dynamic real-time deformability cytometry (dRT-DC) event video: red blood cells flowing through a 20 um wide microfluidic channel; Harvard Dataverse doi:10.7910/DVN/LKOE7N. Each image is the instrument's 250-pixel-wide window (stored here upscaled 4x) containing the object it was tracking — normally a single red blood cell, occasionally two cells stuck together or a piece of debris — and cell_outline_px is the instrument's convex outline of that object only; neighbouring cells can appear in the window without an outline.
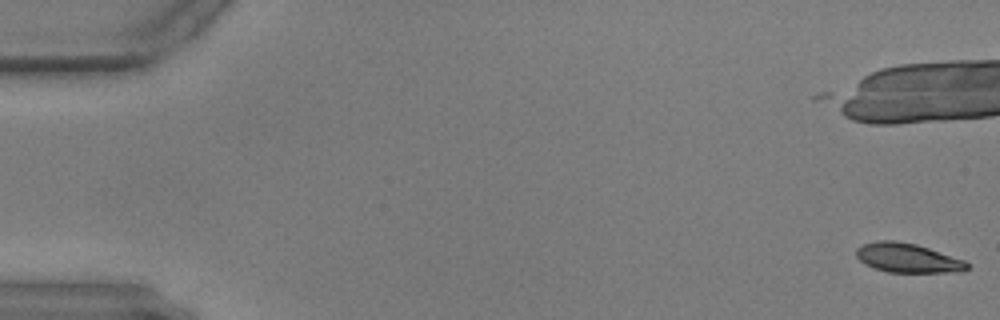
{"species": "common noctule bat (a hibernating species)", "species_latin": "Nyctalus noctula", "temperature_condition": "warm", "stored_images_in_passage": 18, "camera_frame_rate_fps": 3000, "um_per_image_px": 0.085, "animal": {"sex": "male", "body_mass_g": 17.9, "forearm_length_mm": 54.2}, "frame": {"image": 1, "passage_image": 1, "time_ms": 0.0, "image_size_px": [1000, 320], "cell_outline_px": [[968, 268], [964, 272], [888, 272], [864, 264], [856, 256], [856, 248], [864, 244], [880, 240], [896, 240], [916, 244], [964, 260], [968, 264]], "centroid_in_image_um": [77.14, 21.92], "position_along_channel_um": 7.9, "area_um2": 18.79}}